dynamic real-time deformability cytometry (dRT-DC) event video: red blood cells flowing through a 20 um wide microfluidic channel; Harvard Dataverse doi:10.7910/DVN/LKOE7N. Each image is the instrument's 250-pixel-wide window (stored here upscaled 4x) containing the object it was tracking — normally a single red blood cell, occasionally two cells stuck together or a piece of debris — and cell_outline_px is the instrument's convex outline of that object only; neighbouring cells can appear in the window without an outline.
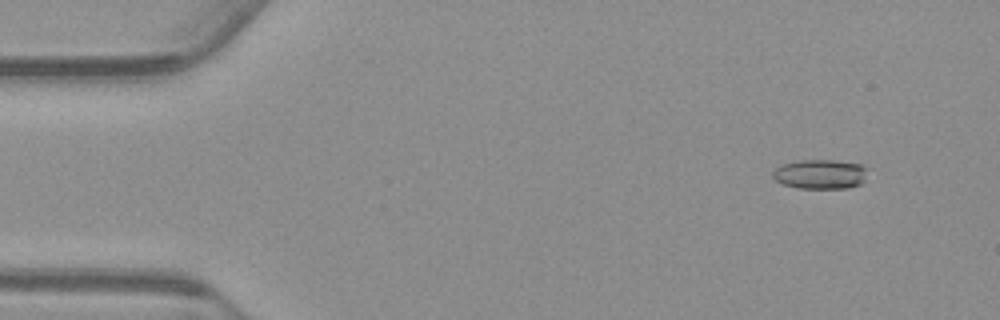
{"species": "common noctule bat (a hibernating species)", "species_latin": "Nyctalus noctula", "temperature_condition": "warm", "stored_images_in_passage": 55, "camera_frame_rate_fps": 3000, "um_per_image_px": 0.085, "animal": {"sex": "male", "body_mass_g": 23.1, "forearm_length_mm": 52.7}, "frame": {"image": 1, "passage_image": 5, "time_ms": 1.333, "image_size_px": [1000, 320], "cell_outline_px": [[864, 180], [860, 184], [848, 188], [800, 188], [784, 184], [776, 180], [772, 176], [772, 172], [776, 168], [784, 164], [800, 160], [836, 160], [860, 164], [864, 168]], "centroid_in_image_um": [69.7, 14.8], "position_along_channel_um": 15.3, "area_um2": 16.01}}
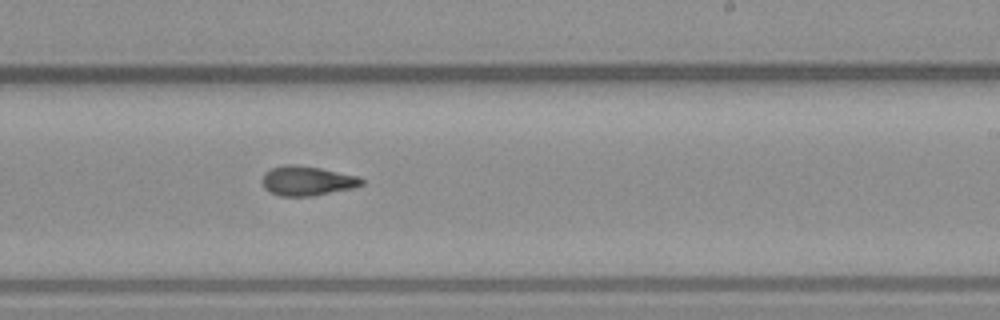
{"frame": {"image": 2, "passage_image": 33, "time_ms": 10.667, "image_size_px": [1000, 320], "cell_outline_px": [[364, 184], [352, 188], [312, 196], [280, 196], [268, 192], [264, 188], [264, 172], [272, 168], [284, 164], [292, 164], [320, 168], [356, 176], [364, 180]], "centroid_in_image_um": [26.08, 15.37], "position_along_channel_um": 262.9, "area_um2": 16.94}}
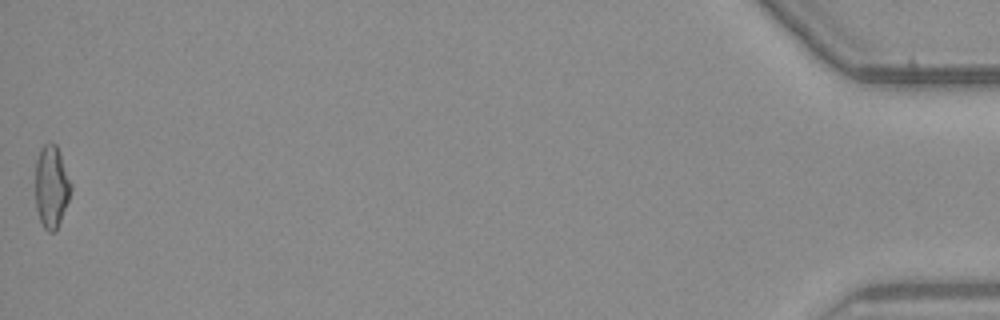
{"frame": {"image": 3, "passage_image": 55, "time_ms": 18.0, "image_size_px": [1000, 320], "cell_outline_px": [[72, 188], [68, 200], [56, 232], [48, 232], [44, 228], [40, 220], [36, 208], [36, 160], [40, 148], [44, 144], [56, 144], [72, 184]], "centroid_in_image_um": [4.37, 15.89], "position_along_channel_um": 430.8, "area_um2": 16.94}, "authors_computed_cell_mechanics": {"area_um2": 16.762, "velocity_mm_per_s": 3.7608, "shape_relaxation_time_tau1_ms": 7.5346, "shape_relaxation_time_tau2_ms": 2.7063, "deformation_change_tau1": 0.1976, "deformation_change_tau2": 0.1094}}